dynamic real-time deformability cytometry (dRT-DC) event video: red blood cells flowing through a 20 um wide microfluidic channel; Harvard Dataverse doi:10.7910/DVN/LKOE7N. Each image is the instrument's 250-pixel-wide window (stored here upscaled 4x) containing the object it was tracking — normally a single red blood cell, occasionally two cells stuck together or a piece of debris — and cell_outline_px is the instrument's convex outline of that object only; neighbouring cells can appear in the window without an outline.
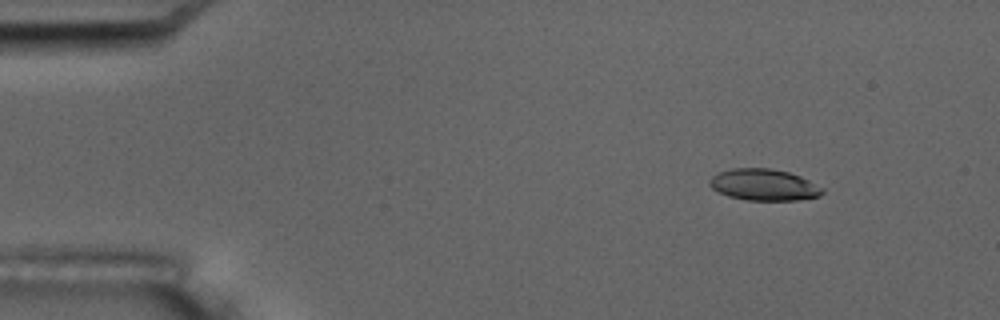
{"species": "common noctule bat (a hibernating species)", "species_latin": "Nyctalus noctula", "temperature_condition": "room temperature", "stored_images_in_passage": 5, "camera_frame_rate_fps": 3000, "um_per_image_px": 0.085, "animal": {"sex": "male", "body_mass_g": 17.5, "forearm_length_mm": 52.3}, "frame": {"image": 1, "passage_image": 2, "time_ms": 1.333, "image_size_px": [1000, 320], "cell_outline_px": [[824, 192], [820, 196], [796, 200], [748, 200], [728, 196], [712, 188], [708, 184], [708, 180], [712, 176], [720, 172], [732, 168], [772, 168], [788, 172], [800, 176], [824, 188]], "centroid_in_image_um": [64.93, 15.7], "position_along_channel_um": 20.1, "area_um2": 20.69}}
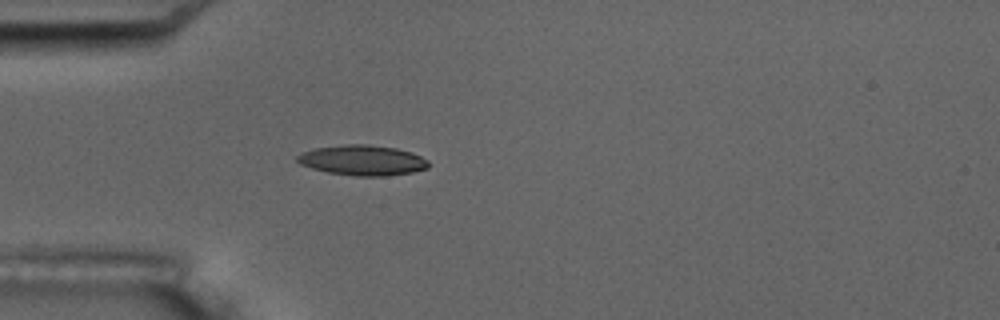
{"frame": {"image": 2, "passage_image": 5, "time_ms": 4.667, "image_size_px": [1000, 320], "cell_outline_px": [[428, 168], [412, 172], [384, 176], [356, 176], [328, 172], [312, 168], [300, 164], [296, 160], [296, 156], [300, 152], [312, 148], [344, 144], [368, 144], [396, 148], [412, 152], [428, 160]], "centroid_in_image_um": [30.78, 13.61], "position_along_channel_um": 54.2, "area_um2": 23.29}}